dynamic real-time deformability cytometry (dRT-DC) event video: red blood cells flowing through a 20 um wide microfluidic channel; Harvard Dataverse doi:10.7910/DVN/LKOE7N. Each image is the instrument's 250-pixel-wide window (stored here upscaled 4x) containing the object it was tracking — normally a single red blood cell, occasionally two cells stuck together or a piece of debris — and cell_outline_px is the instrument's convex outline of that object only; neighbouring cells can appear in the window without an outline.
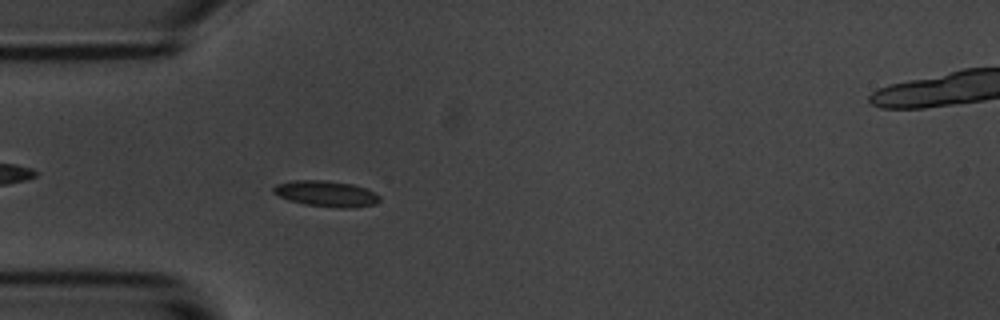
{"species": "common noctule bat (a hibernating species)", "species_latin": "Nyctalus noctula", "temperature_condition": "room temperature", "stored_images_in_passage": 54, "camera_frame_rate_fps": 3000, "um_per_image_px": 0.085, "animal": {"sex": "male", "body_mass_g": 20.1, "forearm_length_mm": 53.5}, "frame": {"image": 1, "passage_image": 15, "time_ms": 4.667, "image_size_px": [1000, 320], "cell_outline_px": [[380, 200], [376, 204], [352, 208], [340, 208], [304, 204], [288, 200], [272, 192], [272, 188], [276, 184], [292, 180], [324, 180], [352, 184], [376, 192], [380, 196]], "centroid_in_image_um": [27.73, 16.46], "position_along_channel_um": 57.3, "area_um2": 16.13}}
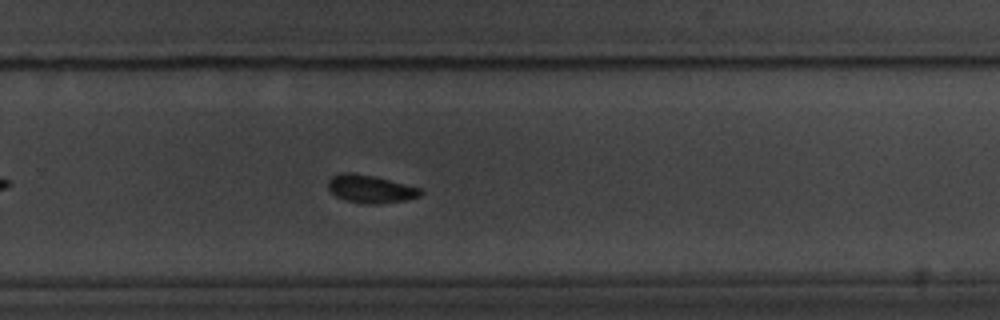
{"frame": {"image": 2, "passage_image": 35, "time_ms": 11.333, "image_size_px": [1000, 320], "cell_outline_px": [[424, 192], [420, 196], [404, 200], [380, 204], [368, 204], [348, 200], [336, 196], [328, 188], [328, 180], [332, 176], [340, 172], [352, 172], [376, 176], [420, 188]], "centroid_in_image_um": [31.49, 16.04], "position_along_channel_um": 298.3, "area_um2": 15.03}}
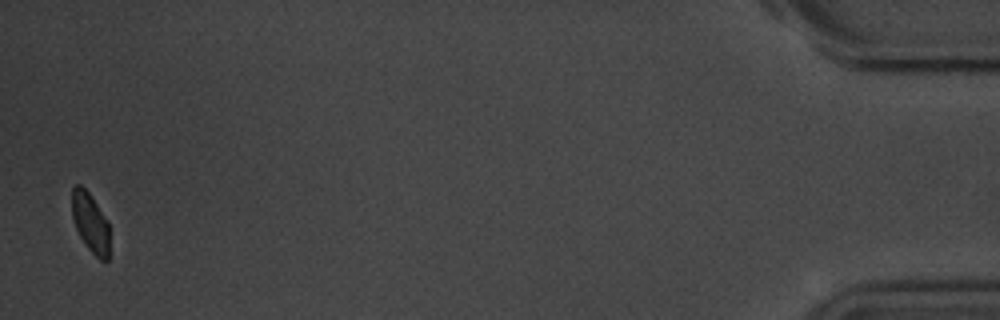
{"frame": {"image": 3, "passage_image": 53, "time_ms": 17.333, "image_size_px": [1000, 320], "cell_outline_px": [[108, 260], [100, 260], [88, 248], [80, 236], [76, 228], [72, 216], [72, 188], [76, 184], [80, 184], [92, 196], [108, 224]], "centroid_in_image_um": [7.66, 18.89], "position_along_channel_um": 427.5, "area_um2": 12.72}, "authors_computed_cell_mechanics": {"area_um2": 15.1436, "velocity_mm_per_s": 3.6687, "shape_relaxation_time_tau1_ms": 2.8993, "shape_relaxation_time_tau2_ms": 2.7411, "deformation_change_tau1": 0.1136, "deformation_change_tau2": 0.067}}